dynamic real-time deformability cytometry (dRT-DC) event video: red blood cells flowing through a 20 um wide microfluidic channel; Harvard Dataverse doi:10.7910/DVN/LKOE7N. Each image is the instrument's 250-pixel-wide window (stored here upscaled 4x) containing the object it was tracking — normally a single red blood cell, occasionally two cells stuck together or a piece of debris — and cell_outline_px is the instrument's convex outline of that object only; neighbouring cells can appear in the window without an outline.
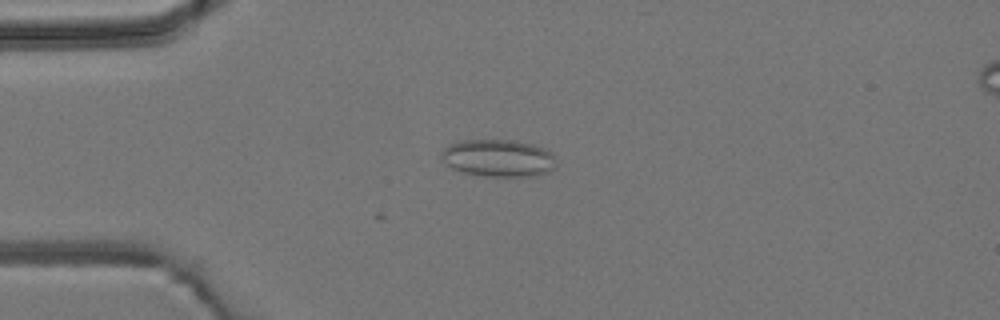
{"species": "common noctule bat (a hibernating species)", "species_latin": "Nyctalus noctula", "temperature_condition": "room temperature", "stored_images_in_passage": 3, "camera_frame_rate_fps": 3000, "um_per_image_px": 0.085, "animal": {"sex": "male", "body_mass_g": 19.2, "forearm_length_mm": 51.8}, "frame": {"image": 1, "passage_image": 2, "time_ms": 1.0, "image_size_px": [1000, 320], "cell_outline_px": [[556, 168], [548, 172], [536, 176], [484, 176], [464, 172], [452, 168], [440, 156], [440, 152], [448, 144], [460, 140], [512, 140], [536, 144], [552, 152], [556, 164]], "centroid_in_image_um": [42.38, 13.43], "position_along_channel_um": 42.6, "area_um2": 25.2}}